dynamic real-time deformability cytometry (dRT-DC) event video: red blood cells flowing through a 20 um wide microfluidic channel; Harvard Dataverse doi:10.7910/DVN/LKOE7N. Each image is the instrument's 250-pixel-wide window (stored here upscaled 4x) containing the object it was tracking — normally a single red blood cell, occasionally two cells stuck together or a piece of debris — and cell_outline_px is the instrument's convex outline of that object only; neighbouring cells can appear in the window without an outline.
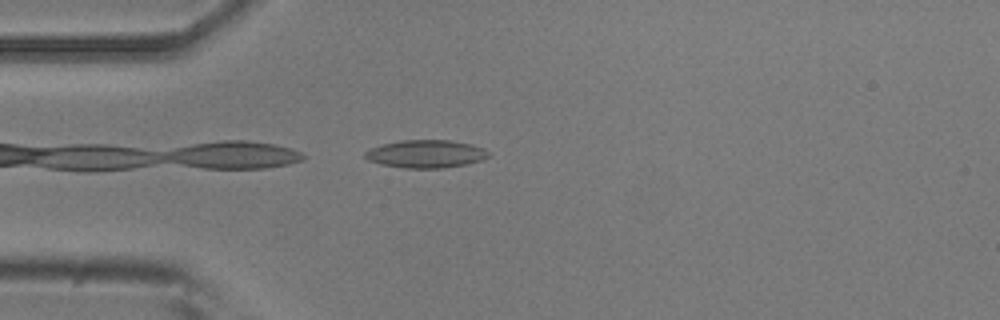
{"species": "common noctule bat (a hibernating species)", "species_latin": "Nyctalus noctula", "temperature_condition": "room temperature", "stored_images_in_passage": 40, "camera_frame_rate_fps": 3000, "um_per_image_px": 0.085, "animal": {"sex": "male", "body_mass_g": 20.5, "forearm_length_mm": 52.5}, "frame": {"image": 1, "passage_image": 2, "time_ms": 0.333, "image_size_px": [1000, 320], "cell_outline_px": [[488, 156], [480, 160], [464, 164], [444, 168], [404, 168], [380, 164], [368, 160], [364, 156], [364, 152], [372, 148], [384, 144], [400, 140], [448, 140], [472, 144], [484, 148], [488, 152]], "centroid_in_image_um": [36.18, 13.08], "position_along_channel_um": 48.8, "area_um2": 19.88}}
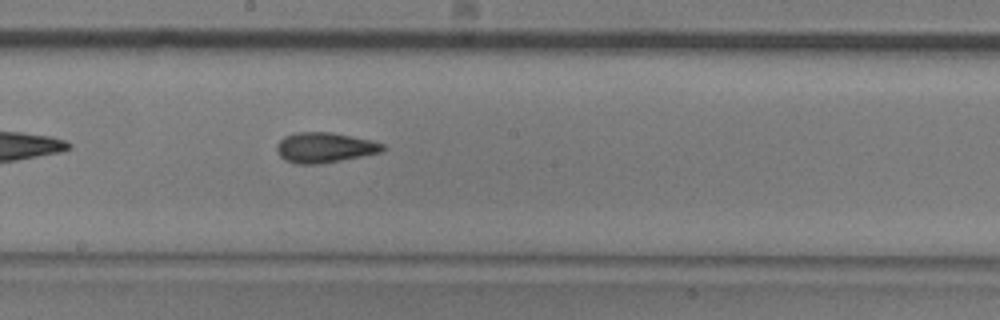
{"frame": {"image": 2, "passage_image": 16, "time_ms": 5.0, "image_size_px": [1000, 320], "cell_outline_px": [[384, 152], [320, 164], [296, 164], [284, 160], [276, 152], [276, 144], [284, 136], [296, 132], [328, 132], [372, 140], [384, 144]], "centroid_in_image_um": [27.57, 12.55], "position_along_channel_um": 220.6, "area_um2": 18.79}}
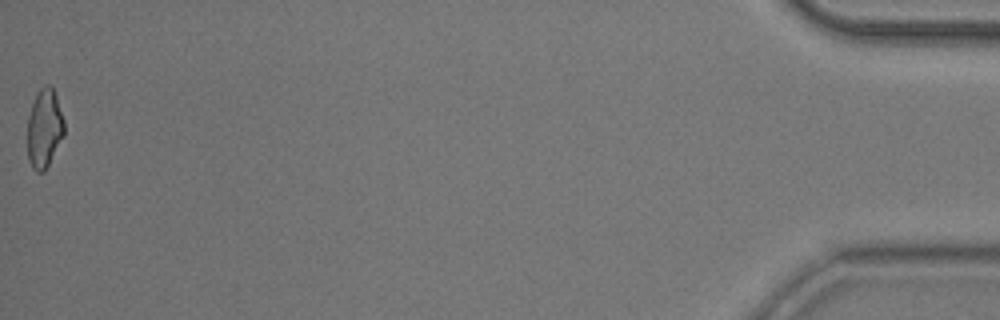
{"frame": {"image": 3, "passage_image": 40, "time_ms": 13.0, "image_size_px": [1000, 320], "cell_outline_px": [[64, 136], [44, 172], [36, 172], [32, 168], [28, 160], [28, 116], [36, 92], [44, 84], [48, 84], [52, 88], [56, 96], [64, 120]], "centroid_in_image_um": [3.77, 10.92], "position_along_channel_um": 431.4, "area_um2": 16.94}, "authors_computed_cell_mechanics": {"area_um2": 17.9469, "velocity_mm_per_s": 3.8947, "shape_relaxation_time_tau1_ms": 9.9277, "shape_relaxation_time_tau2_ms": 2.4064, "deformation_change_tau1": 0.2303, "deformation_change_tau2": 0.1044}}